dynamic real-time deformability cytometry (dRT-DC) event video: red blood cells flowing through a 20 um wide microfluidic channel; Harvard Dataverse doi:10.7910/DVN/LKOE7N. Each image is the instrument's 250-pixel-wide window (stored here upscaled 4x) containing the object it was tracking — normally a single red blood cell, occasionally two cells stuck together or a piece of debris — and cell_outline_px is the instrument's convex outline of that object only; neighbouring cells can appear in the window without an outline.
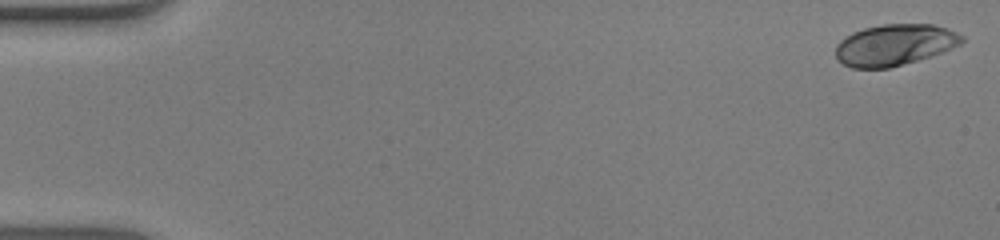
{"species": "human", "species_latin": "Homo sapiens", "temperature_condition": "warm", "stored_images_in_passage": 52, "camera_frame_rate_fps": 3000, "um_per_image_px": 0.085, "donor": {"sex": "male"}, "frame": {"image": 1, "passage_image": 1, "time_ms": 0.0, "image_size_px": [1000, 240], "cell_outline_px": [[964, 40], [960, 44], [940, 52], [916, 60], [888, 68], [852, 68], [844, 64], [836, 56], [836, 44], [840, 40], [852, 32], [864, 28], [880, 24], [932, 24], [948, 28], [964, 36]], "centroid_in_image_um": [76.02, 3.79], "position_along_channel_um": 9.0, "area_um2": 30.11}}
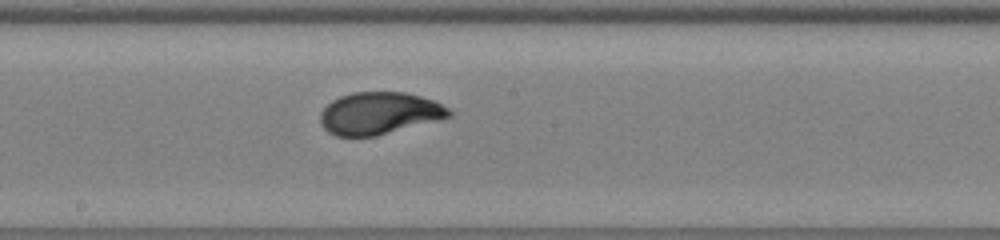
{"frame": {"image": 2, "passage_image": 29, "time_ms": 9.333, "image_size_px": [1000, 240], "cell_outline_px": [[452, 116], [440, 120], [376, 136], [336, 136], [328, 132], [320, 124], [320, 112], [332, 100], [340, 96], [352, 92], [404, 92], [436, 100], [448, 108], [452, 112]], "centroid_in_image_um": [32.25, 9.63], "position_along_channel_um": 215.9, "area_um2": 31.91}}
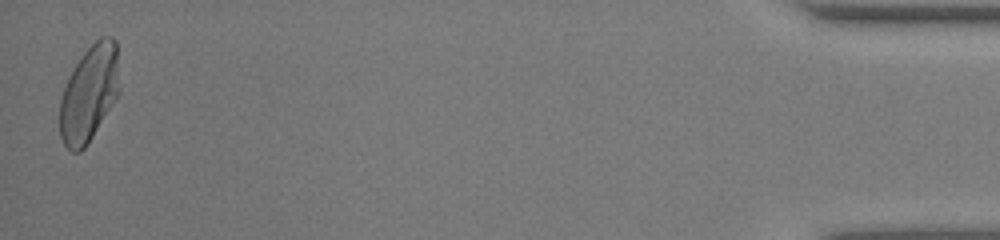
{"frame": {"image": 3, "passage_image": 52, "time_ms": 17.0, "image_size_px": [1000, 240], "cell_outline_px": [[120, 92], [88, 144], [80, 152], [72, 152], [64, 144], [60, 136], [60, 100], [68, 76], [84, 52], [100, 36], [112, 36], [116, 40], [120, 88]], "centroid_in_image_um": [7.6, 7.94], "position_along_channel_um": 427.6, "area_um2": 33.58}, "authors_computed_cell_mechanics": {"area_um2": 31.7322, "velocity_mm_per_s": 3.946, "shape_relaxation_time_tau1_ms": 4.0725, "shape_relaxation_time_tau2_ms": null, "deformation_change_tau1": 0.195, "deformation_change_tau2": null}}